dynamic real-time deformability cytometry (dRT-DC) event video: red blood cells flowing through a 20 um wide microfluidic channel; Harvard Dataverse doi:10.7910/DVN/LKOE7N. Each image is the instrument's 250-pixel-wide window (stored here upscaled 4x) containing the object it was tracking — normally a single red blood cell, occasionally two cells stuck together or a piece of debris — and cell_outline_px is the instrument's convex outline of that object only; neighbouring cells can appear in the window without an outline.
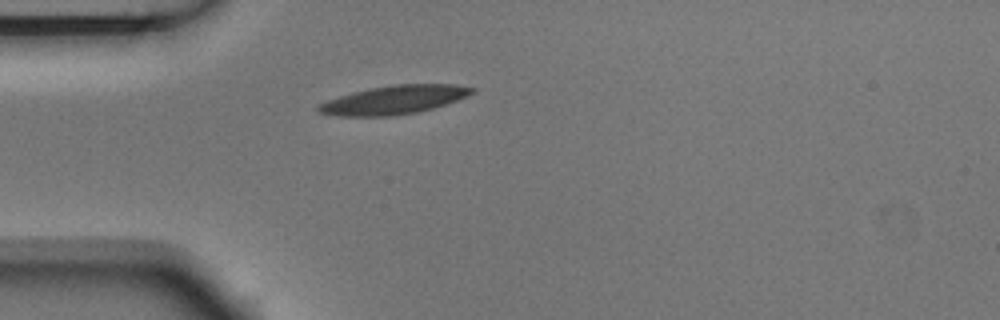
{"species": "Egyptian fruit bat (a non-hibernating species)", "species_latin": "Rousettus aegyptiacus", "temperature_condition": "room temperature", "stored_images_in_passage": 1, "camera_frame_rate_fps": 3000, "um_per_image_px": 0.085, "animal": {"sex": "male"}, "frame": {"image": 1, "passage_image": 1, "time_ms": 0.0, "image_size_px": [1000, 320], "cell_outline_px": [[476, 92], [456, 100], [432, 108], [416, 112], [392, 116], [336, 116], [316, 112], [316, 108], [320, 104], [328, 100], [352, 92], [368, 88], [396, 84], [456, 84], [476, 88]], "centroid_in_image_um": [33.48, 8.48], "position_along_channel_um": 51.5, "area_um2": 25.55}}